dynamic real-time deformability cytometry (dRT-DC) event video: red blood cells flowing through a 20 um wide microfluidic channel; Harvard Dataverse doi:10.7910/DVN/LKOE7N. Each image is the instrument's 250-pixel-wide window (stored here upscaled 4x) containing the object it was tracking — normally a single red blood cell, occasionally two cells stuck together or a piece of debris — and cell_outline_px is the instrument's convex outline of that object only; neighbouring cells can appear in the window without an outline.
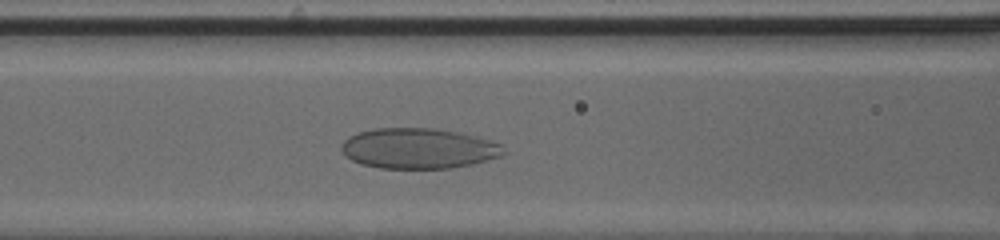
{"species": "human", "species_latin": "Homo sapiens", "temperature_condition": "cold", "stored_images_in_passage": 26, "camera_frame_rate_fps": 3000, "um_per_image_px": 0.085, "donor": {"sex": "male"}, "frame": {"image": 1, "passage_image": 14, "time_ms": 4.333, "image_size_px": [1000, 240], "cell_outline_px": [[508, 152], [500, 156], [472, 164], [452, 168], [380, 168], [360, 164], [352, 160], [340, 148], [340, 144], [348, 136], [360, 132], [376, 128], [436, 128], [460, 132], [488, 140], [500, 144]], "centroid_in_image_um": [35.57, 12.61], "position_along_channel_um": 131.0, "area_um2": 38.21}}
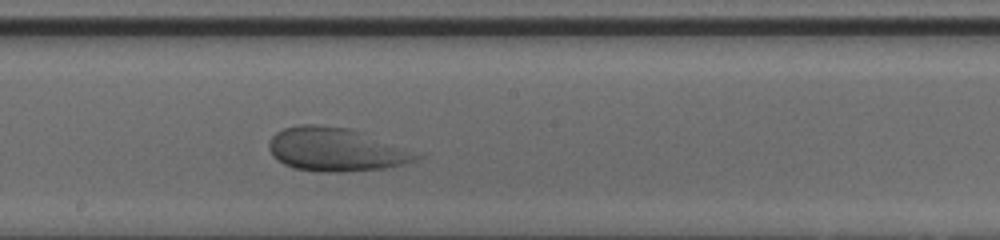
{"frame": {"image": 2, "passage_image": 21, "time_ms": 6.667, "image_size_px": [1000, 240], "cell_outline_px": [[428, 152], [424, 156], [416, 160], [384, 168], [340, 172], [316, 172], [292, 168], [276, 160], [272, 156], [268, 148], [268, 144], [272, 136], [276, 132], [284, 128], [300, 124], [316, 124], [352, 128]], "centroid_in_image_um": [28.67, 12.69], "position_along_channel_um": 219.5, "area_um2": 38.78}}
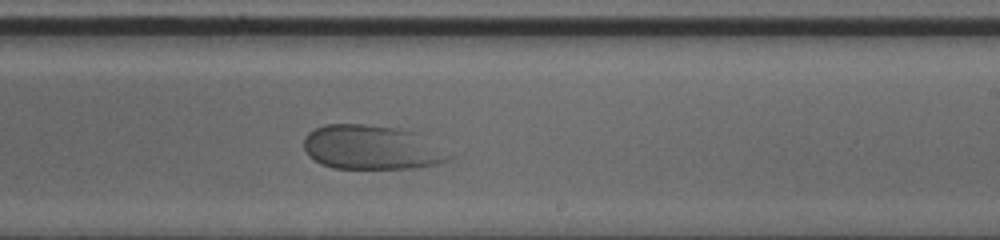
{"frame": {"image": 3, "passage_image": 24, "time_ms": 7.667, "image_size_px": [1000, 240], "cell_outline_px": [[456, 156], [452, 160], [436, 164], [416, 168], [332, 168], [320, 164], [308, 156], [304, 148], [304, 136], [308, 132], [324, 124], [364, 124], [400, 128], [416, 132]], "centroid_in_image_um": [31.61, 12.53], "position_along_channel_um": 257.4, "area_um2": 37.97}}